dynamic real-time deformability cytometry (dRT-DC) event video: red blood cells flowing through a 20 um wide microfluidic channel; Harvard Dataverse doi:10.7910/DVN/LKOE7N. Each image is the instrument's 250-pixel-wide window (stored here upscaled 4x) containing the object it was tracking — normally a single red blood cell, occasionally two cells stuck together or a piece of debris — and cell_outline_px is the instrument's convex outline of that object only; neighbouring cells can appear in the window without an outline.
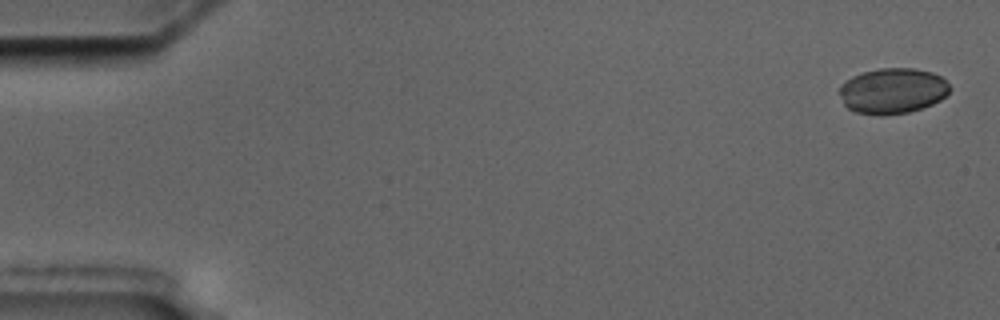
{"species": "common noctule bat (a hibernating species)", "species_latin": "Nyctalus noctula", "temperature_condition": "cold", "stored_images_in_passage": 7, "camera_frame_rate_fps": 3000, "um_per_image_px": 0.085, "animal": {"sex": "male", "body_mass_g": 17.5, "forearm_length_mm": 52.3}, "frame": {"image": 1, "passage_image": 1, "time_ms": 0.0, "image_size_px": [1000, 320], "cell_outline_px": [[952, 88], [940, 100], [932, 104], [908, 112], [880, 116], [856, 112], [848, 108], [844, 104], [840, 92], [840, 84], [852, 76], [864, 72], [880, 68], [912, 68], [932, 72], [940, 76]], "centroid_in_image_um": [75.86, 7.72], "position_along_channel_um": 9.1, "area_um2": 29.19}}
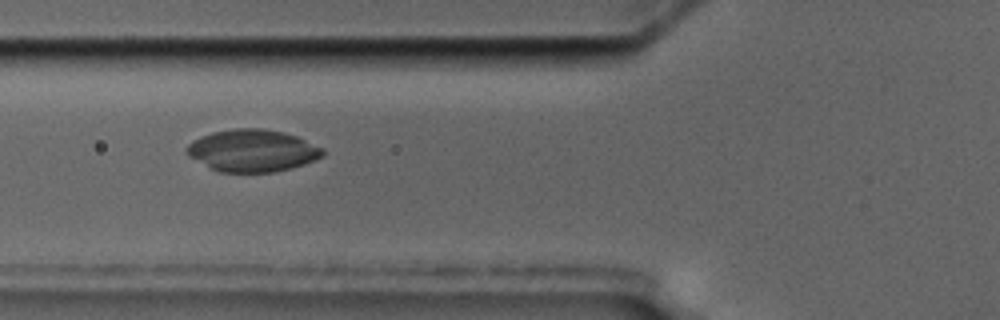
{"frame": {"image": 2, "passage_image": 6, "time_ms": 6.667, "image_size_px": [1000, 320], "cell_outline_px": [[324, 156], [316, 160], [292, 168], [272, 172], [220, 172], [188, 156], [184, 152], [184, 148], [192, 140], [200, 136], [212, 132], [232, 128], [260, 128], [284, 132], [296, 136], [324, 148]], "centroid_in_image_um": [21.44, 12.79], "position_along_channel_um": 104.4, "area_um2": 33.64}}